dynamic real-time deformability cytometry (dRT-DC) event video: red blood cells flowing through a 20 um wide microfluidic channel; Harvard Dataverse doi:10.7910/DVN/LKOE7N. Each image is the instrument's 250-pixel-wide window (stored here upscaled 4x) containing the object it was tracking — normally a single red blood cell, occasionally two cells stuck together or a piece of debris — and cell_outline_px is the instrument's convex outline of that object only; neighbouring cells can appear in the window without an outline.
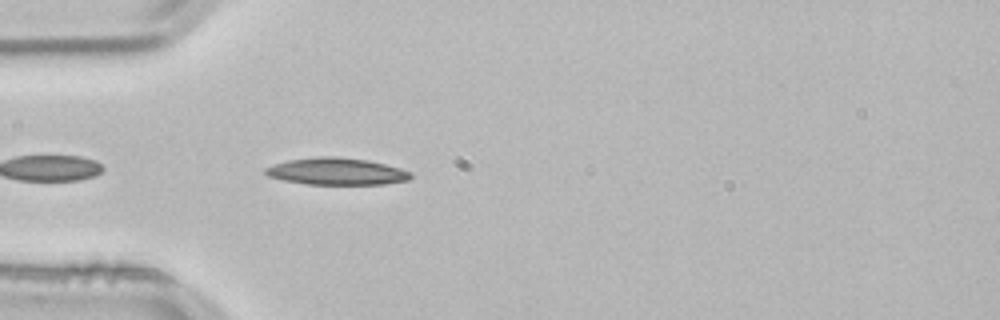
{"species": "common noctule bat (a hibernating species)", "species_latin": "Nyctalus noctula", "temperature_condition": "room temperature", "stored_images_in_passage": 9, "camera_frame_rate_fps": 3000, "um_per_image_px": 0.085, "animal": {"sex": "male", "body_mass_g": 21.5, "forearm_length_mm": 52.0}, "frame": {"image": 1, "passage_image": 2, "time_ms": 0.333, "image_size_px": [1000, 320], "cell_outline_px": [[412, 176], [408, 180], [384, 184], [308, 184], [284, 180], [268, 176], [264, 172], [264, 168], [272, 164], [288, 160], [316, 156], [340, 156], [368, 160], [400, 168], [412, 172]], "centroid_in_image_um": [28.59, 14.56], "position_along_channel_um": 56.4, "area_um2": 22.95}}